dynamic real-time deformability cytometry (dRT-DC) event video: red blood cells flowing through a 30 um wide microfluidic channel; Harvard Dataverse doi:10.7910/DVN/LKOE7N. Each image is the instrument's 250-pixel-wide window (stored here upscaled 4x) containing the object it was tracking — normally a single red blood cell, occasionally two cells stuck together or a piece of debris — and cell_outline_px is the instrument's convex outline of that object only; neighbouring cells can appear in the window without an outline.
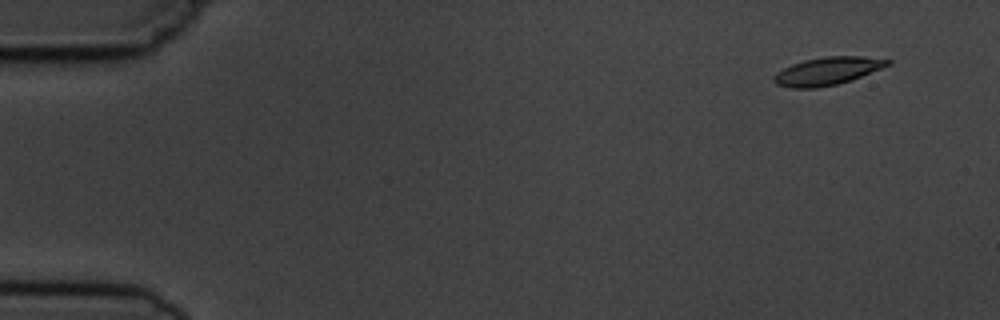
{"species": "common noctule bat (a hibernating species)", "species_latin": "Nyctalus noctula", "temperature_condition": "cold", "stored_images_in_passage": 8, "camera_frame_rate_fps": 3000, "um_per_image_px": 0.085, "animal": {"sex": "male", "body_mass_g": 19.5, "forearm_length_mm": 54.6}, "frame": {"image": 1, "passage_image": 2, "time_ms": 1.0, "image_size_px": [1000, 320], "cell_outline_px": [[892, 64], [852, 80], [836, 84], [816, 88], [788, 88], [776, 84], [772, 80], [772, 76], [776, 72], [792, 64], [804, 60], [828, 56], [864, 56], [892, 60]], "centroid_in_image_um": [70.32, 6.04], "position_along_channel_um": 14.7, "area_um2": 18.61}}
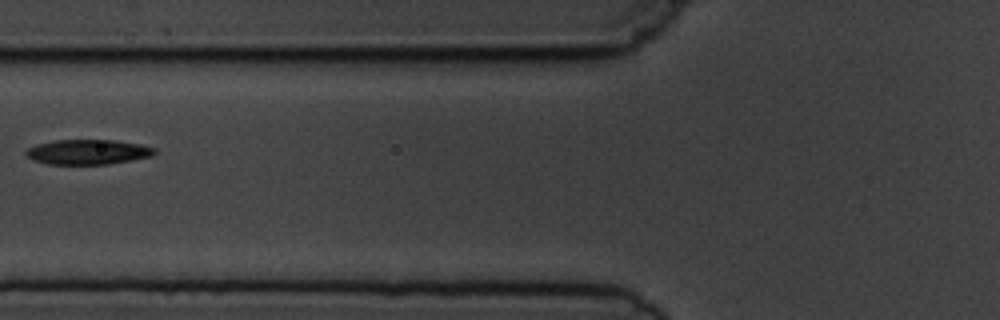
{"frame": {"image": 2, "passage_image": 7, "time_ms": 7.0, "image_size_px": [1000, 320], "cell_outline_px": [[156, 152], [152, 156], [132, 160], [108, 164], [48, 164], [32, 160], [24, 152], [28, 148], [36, 144], [56, 140], [116, 140], [140, 144], [156, 148]], "centroid_in_image_um": [7.48, 12.91], "position_along_channel_um": 118.3, "area_um2": 18.73}}
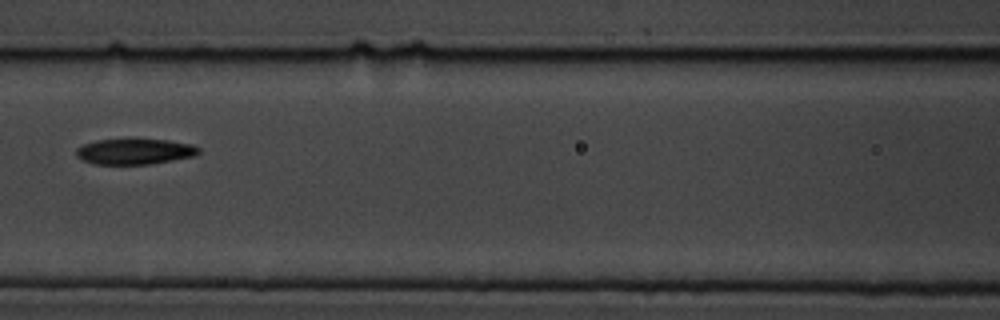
{"frame": {"image": 3, "passage_image": 8, "time_ms": 8.0, "image_size_px": [1000, 320], "cell_outline_px": [[200, 152], [196, 156], [148, 164], [92, 164], [76, 156], [76, 148], [84, 144], [96, 140], [128, 136], [132, 136], [168, 140], [192, 144], [200, 148]], "centroid_in_image_um": [11.45, 12.82], "position_along_channel_um": 155.2, "area_um2": 19.25}}